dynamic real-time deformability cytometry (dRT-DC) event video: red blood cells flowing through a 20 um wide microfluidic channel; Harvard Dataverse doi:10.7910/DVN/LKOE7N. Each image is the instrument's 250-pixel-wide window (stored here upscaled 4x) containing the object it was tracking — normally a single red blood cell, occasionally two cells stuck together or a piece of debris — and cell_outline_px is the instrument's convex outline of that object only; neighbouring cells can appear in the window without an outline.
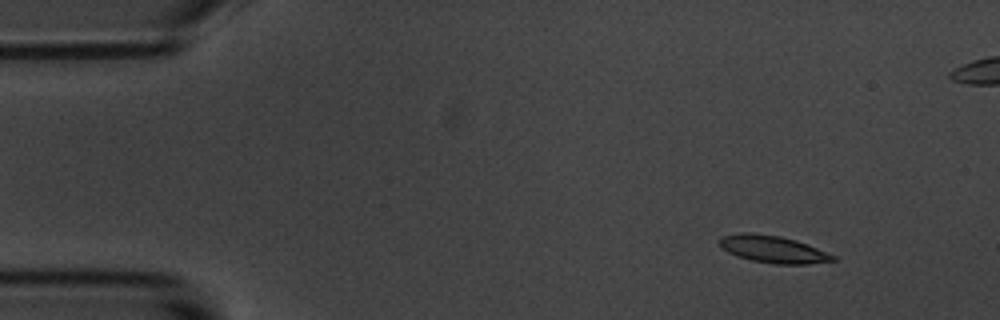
{"species": "common noctule bat (a hibernating species)", "species_latin": "Nyctalus noctula", "temperature_condition": "room temperature", "stored_images_in_passage": 5, "camera_frame_rate_fps": 3000, "um_per_image_px": 0.085, "animal": {"sex": "male", "body_mass_g": 20.1, "forearm_length_mm": 53.5}, "frame": {"image": 1, "passage_image": 1, "time_ms": 0.0, "image_size_px": [1000, 320], "cell_outline_px": [[836, 260], [808, 264], [776, 264], [752, 260], [736, 256], [720, 248], [716, 240], [720, 236], [740, 232], [748, 232], [780, 236], [796, 240], [836, 256]], "centroid_in_image_um": [65.62, 21.17], "position_along_channel_um": 19.4, "area_um2": 18.09}}
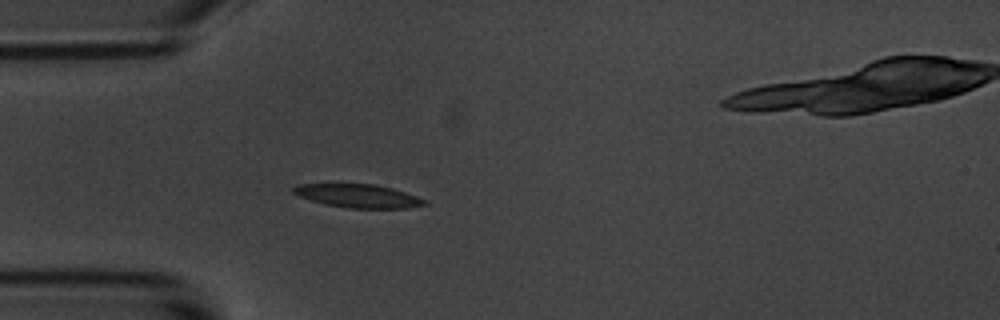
{"frame": {"image": 2, "passage_image": 4, "time_ms": 3.333, "image_size_px": [1000, 320], "cell_outline_px": [[428, 204], [408, 208], [348, 208], [324, 204], [300, 196], [292, 192], [292, 188], [296, 184], [376, 184], [392, 188], [416, 196], [424, 200]], "centroid_in_image_um": [30.43, 16.65], "position_along_channel_um": 54.6, "area_um2": 17.74}}